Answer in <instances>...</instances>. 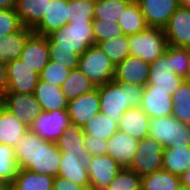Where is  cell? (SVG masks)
Returning a JSON list of instances; mask_svg holds the SVG:
<instances>
[{
	"label": "cell",
	"mask_w": 190,
	"mask_h": 190,
	"mask_svg": "<svg viewBox=\"0 0 190 190\" xmlns=\"http://www.w3.org/2000/svg\"><path fill=\"white\" fill-rule=\"evenodd\" d=\"M58 176L85 188L90 187L87 168L80 164L74 154L61 152Z\"/></svg>",
	"instance_id": "obj_28"
},
{
	"label": "cell",
	"mask_w": 190,
	"mask_h": 190,
	"mask_svg": "<svg viewBox=\"0 0 190 190\" xmlns=\"http://www.w3.org/2000/svg\"><path fill=\"white\" fill-rule=\"evenodd\" d=\"M108 58L117 65L131 55L127 35H121L97 44Z\"/></svg>",
	"instance_id": "obj_36"
},
{
	"label": "cell",
	"mask_w": 190,
	"mask_h": 190,
	"mask_svg": "<svg viewBox=\"0 0 190 190\" xmlns=\"http://www.w3.org/2000/svg\"><path fill=\"white\" fill-rule=\"evenodd\" d=\"M54 177L19 169L10 190H53Z\"/></svg>",
	"instance_id": "obj_29"
},
{
	"label": "cell",
	"mask_w": 190,
	"mask_h": 190,
	"mask_svg": "<svg viewBox=\"0 0 190 190\" xmlns=\"http://www.w3.org/2000/svg\"><path fill=\"white\" fill-rule=\"evenodd\" d=\"M84 142L91 156L107 154V140L84 134Z\"/></svg>",
	"instance_id": "obj_45"
},
{
	"label": "cell",
	"mask_w": 190,
	"mask_h": 190,
	"mask_svg": "<svg viewBox=\"0 0 190 190\" xmlns=\"http://www.w3.org/2000/svg\"><path fill=\"white\" fill-rule=\"evenodd\" d=\"M118 25L122 28L124 35L127 36L137 34L148 28L145 17L135 0H132L122 12L118 19Z\"/></svg>",
	"instance_id": "obj_31"
},
{
	"label": "cell",
	"mask_w": 190,
	"mask_h": 190,
	"mask_svg": "<svg viewBox=\"0 0 190 190\" xmlns=\"http://www.w3.org/2000/svg\"><path fill=\"white\" fill-rule=\"evenodd\" d=\"M70 71L71 69L68 68V65H61L50 60L40 72L39 77L40 80L61 87Z\"/></svg>",
	"instance_id": "obj_41"
},
{
	"label": "cell",
	"mask_w": 190,
	"mask_h": 190,
	"mask_svg": "<svg viewBox=\"0 0 190 190\" xmlns=\"http://www.w3.org/2000/svg\"><path fill=\"white\" fill-rule=\"evenodd\" d=\"M92 31L96 45L99 42L124 35L122 28L118 25V22L105 21L103 19H94L92 21Z\"/></svg>",
	"instance_id": "obj_40"
},
{
	"label": "cell",
	"mask_w": 190,
	"mask_h": 190,
	"mask_svg": "<svg viewBox=\"0 0 190 190\" xmlns=\"http://www.w3.org/2000/svg\"><path fill=\"white\" fill-rule=\"evenodd\" d=\"M14 150L19 169L58 176L61 150L55 142L46 141L28 130Z\"/></svg>",
	"instance_id": "obj_1"
},
{
	"label": "cell",
	"mask_w": 190,
	"mask_h": 190,
	"mask_svg": "<svg viewBox=\"0 0 190 190\" xmlns=\"http://www.w3.org/2000/svg\"><path fill=\"white\" fill-rule=\"evenodd\" d=\"M82 130L86 135L108 140L119 127L111 117L99 112L82 127Z\"/></svg>",
	"instance_id": "obj_32"
},
{
	"label": "cell",
	"mask_w": 190,
	"mask_h": 190,
	"mask_svg": "<svg viewBox=\"0 0 190 190\" xmlns=\"http://www.w3.org/2000/svg\"><path fill=\"white\" fill-rule=\"evenodd\" d=\"M0 190H10V184L6 181L0 180Z\"/></svg>",
	"instance_id": "obj_50"
},
{
	"label": "cell",
	"mask_w": 190,
	"mask_h": 190,
	"mask_svg": "<svg viewBox=\"0 0 190 190\" xmlns=\"http://www.w3.org/2000/svg\"><path fill=\"white\" fill-rule=\"evenodd\" d=\"M85 187L74 184L73 182L56 176L53 182V190H84Z\"/></svg>",
	"instance_id": "obj_46"
},
{
	"label": "cell",
	"mask_w": 190,
	"mask_h": 190,
	"mask_svg": "<svg viewBox=\"0 0 190 190\" xmlns=\"http://www.w3.org/2000/svg\"><path fill=\"white\" fill-rule=\"evenodd\" d=\"M179 185V176L161 169L142 177L141 190H175Z\"/></svg>",
	"instance_id": "obj_33"
},
{
	"label": "cell",
	"mask_w": 190,
	"mask_h": 190,
	"mask_svg": "<svg viewBox=\"0 0 190 190\" xmlns=\"http://www.w3.org/2000/svg\"><path fill=\"white\" fill-rule=\"evenodd\" d=\"M131 56L139 57L151 64L163 55L168 46L161 28L148 27L146 30L128 36Z\"/></svg>",
	"instance_id": "obj_6"
},
{
	"label": "cell",
	"mask_w": 190,
	"mask_h": 190,
	"mask_svg": "<svg viewBox=\"0 0 190 190\" xmlns=\"http://www.w3.org/2000/svg\"><path fill=\"white\" fill-rule=\"evenodd\" d=\"M19 59L40 74L50 61L47 37L32 33L27 38Z\"/></svg>",
	"instance_id": "obj_16"
},
{
	"label": "cell",
	"mask_w": 190,
	"mask_h": 190,
	"mask_svg": "<svg viewBox=\"0 0 190 190\" xmlns=\"http://www.w3.org/2000/svg\"><path fill=\"white\" fill-rule=\"evenodd\" d=\"M22 27L14 9H0V38L18 31Z\"/></svg>",
	"instance_id": "obj_44"
},
{
	"label": "cell",
	"mask_w": 190,
	"mask_h": 190,
	"mask_svg": "<svg viewBox=\"0 0 190 190\" xmlns=\"http://www.w3.org/2000/svg\"><path fill=\"white\" fill-rule=\"evenodd\" d=\"M185 81L175 74L172 65V46L168 45L163 55L157 57L150 64V74L147 85L144 88H154L169 92L172 96L175 90Z\"/></svg>",
	"instance_id": "obj_7"
},
{
	"label": "cell",
	"mask_w": 190,
	"mask_h": 190,
	"mask_svg": "<svg viewBox=\"0 0 190 190\" xmlns=\"http://www.w3.org/2000/svg\"><path fill=\"white\" fill-rule=\"evenodd\" d=\"M122 167L108 154L91 156L88 161L90 187L105 190Z\"/></svg>",
	"instance_id": "obj_11"
},
{
	"label": "cell",
	"mask_w": 190,
	"mask_h": 190,
	"mask_svg": "<svg viewBox=\"0 0 190 190\" xmlns=\"http://www.w3.org/2000/svg\"><path fill=\"white\" fill-rule=\"evenodd\" d=\"M56 144L61 152L74 154L84 168L88 167L91 154L84 145V132L80 125L70 123Z\"/></svg>",
	"instance_id": "obj_19"
},
{
	"label": "cell",
	"mask_w": 190,
	"mask_h": 190,
	"mask_svg": "<svg viewBox=\"0 0 190 190\" xmlns=\"http://www.w3.org/2000/svg\"><path fill=\"white\" fill-rule=\"evenodd\" d=\"M94 9L95 0H68V23L92 22Z\"/></svg>",
	"instance_id": "obj_38"
},
{
	"label": "cell",
	"mask_w": 190,
	"mask_h": 190,
	"mask_svg": "<svg viewBox=\"0 0 190 190\" xmlns=\"http://www.w3.org/2000/svg\"><path fill=\"white\" fill-rule=\"evenodd\" d=\"M50 60L61 65H68V68L75 69L78 66L79 57L73 49L56 48V46H48Z\"/></svg>",
	"instance_id": "obj_42"
},
{
	"label": "cell",
	"mask_w": 190,
	"mask_h": 190,
	"mask_svg": "<svg viewBox=\"0 0 190 190\" xmlns=\"http://www.w3.org/2000/svg\"><path fill=\"white\" fill-rule=\"evenodd\" d=\"M164 147L157 140L147 136L139 140L136 155L128 169L143 177L162 169Z\"/></svg>",
	"instance_id": "obj_8"
},
{
	"label": "cell",
	"mask_w": 190,
	"mask_h": 190,
	"mask_svg": "<svg viewBox=\"0 0 190 190\" xmlns=\"http://www.w3.org/2000/svg\"><path fill=\"white\" fill-rule=\"evenodd\" d=\"M34 96L44 112L56 109L67 110L68 102L62 88L55 84H50L39 79Z\"/></svg>",
	"instance_id": "obj_24"
},
{
	"label": "cell",
	"mask_w": 190,
	"mask_h": 190,
	"mask_svg": "<svg viewBox=\"0 0 190 190\" xmlns=\"http://www.w3.org/2000/svg\"><path fill=\"white\" fill-rule=\"evenodd\" d=\"M181 184L190 189V169L180 176Z\"/></svg>",
	"instance_id": "obj_49"
},
{
	"label": "cell",
	"mask_w": 190,
	"mask_h": 190,
	"mask_svg": "<svg viewBox=\"0 0 190 190\" xmlns=\"http://www.w3.org/2000/svg\"><path fill=\"white\" fill-rule=\"evenodd\" d=\"M7 66L6 63L0 61V102L4 101L7 93Z\"/></svg>",
	"instance_id": "obj_47"
},
{
	"label": "cell",
	"mask_w": 190,
	"mask_h": 190,
	"mask_svg": "<svg viewBox=\"0 0 190 190\" xmlns=\"http://www.w3.org/2000/svg\"><path fill=\"white\" fill-rule=\"evenodd\" d=\"M19 167L12 146L0 144V180L11 184L17 176Z\"/></svg>",
	"instance_id": "obj_37"
},
{
	"label": "cell",
	"mask_w": 190,
	"mask_h": 190,
	"mask_svg": "<svg viewBox=\"0 0 190 190\" xmlns=\"http://www.w3.org/2000/svg\"><path fill=\"white\" fill-rule=\"evenodd\" d=\"M115 67L116 65L96 44L80 55L77 66L96 87L114 81Z\"/></svg>",
	"instance_id": "obj_4"
},
{
	"label": "cell",
	"mask_w": 190,
	"mask_h": 190,
	"mask_svg": "<svg viewBox=\"0 0 190 190\" xmlns=\"http://www.w3.org/2000/svg\"><path fill=\"white\" fill-rule=\"evenodd\" d=\"M84 190H97L96 188H93V187H87L85 188Z\"/></svg>",
	"instance_id": "obj_54"
},
{
	"label": "cell",
	"mask_w": 190,
	"mask_h": 190,
	"mask_svg": "<svg viewBox=\"0 0 190 190\" xmlns=\"http://www.w3.org/2000/svg\"><path fill=\"white\" fill-rule=\"evenodd\" d=\"M150 117L140 108H130L124 112L118 124L119 130L137 140L149 135Z\"/></svg>",
	"instance_id": "obj_23"
},
{
	"label": "cell",
	"mask_w": 190,
	"mask_h": 190,
	"mask_svg": "<svg viewBox=\"0 0 190 190\" xmlns=\"http://www.w3.org/2000/svg\"><path fill=\"white\" fill-rule=\"evenodd\" d=\"M66 24H68V0H52L42 20L33 29V33L48 36Z\"/></svg>",
	"instance_id": "obj_20"
},
{
	"label": "cell",
	"mask_w": 190,
	"mask_h": 190,
	"mask_svg": "<svg viewBox=\"0 0 190 190\" xmlns=\"http://www.w3.org/2000/svg\"><path fill=\"white\" fill-rule=\"evenodd\" d=\"M162 159V169L180 177L190 169V147L184 145L164 148Z\"/></svg>",
	"instance_id": "obj_27"
},
{
	"label": "cell",
	"mask_w": 190,
	"mask_h": 190,
	"mask_svg": "<svg viewBox=\"0 0 190 190\" xmlns=\"http://www.w3.org/2000/svg\"><path fill=\"white\" fill-rule=\"evenodd\" d=\"M175 190H190L189 188L185 187L184 185H179V187Z\"/></svg>",
	"instance_id": "obj_53"
},
{
	"label": "cell",
	"mask_w": 190,
	"mask_h": 190,
	"mask_svg": "<svg viewBox=\"0 0 190 190\" xmlns=\"http://www.w3.org/2000/svg\"><path fill=\"white\" fill-rule=\"evenodd\" d=\"M132 0H95L94 19L118 22Z\"/></svg>",
	"instance_id": "obj_35"
},
{
	"label": "cell",
	"mask_w": 190,
	"mask_h": 190,
	"mask_svg": "<svg viewBox=\"0 0 190 190\" xmlns=\"http://www.w3.org/2000/svg\"><path fill=\"white\" fill-rule=\"evenodd\" d=\"M17 0H0V9H14Z\"/></svg>",
	"instance_id": "obj_48"
},
{
	"label": "cell",
	"mask_w": 190,
	"mask_h": 190,
	"mask_svg": "<svg viewBox=\"0 0 190 190\" xmlns=\"http://www.w3.org/2000/svg\"><path fill=\"white\" fill-rule=\"evenodd\" d=\"M52 0H17L16 13L22 26L34 29L47 12Z\"/></svg>",
	"instance_id": "obj_25"
},
{
	"label": "cell",
	"mask_w": 190,
	"mask_h": 190,
	"mask_svg": "<svg viewBox=\"0 0 190 190\" xmlns=\"http://www.w3.org/2000/svg\"><path fill=\"white\" fill-rule=\"evenodd\" d=\"M185 82H187L188 84H190V68L189 71L187 72L186 76H185Z\"/></svg>",
	"instance_id": "obj_52"
},
{
	"label": "cell",
	"mask_w": 190,
	"mask_h": 190,
	"mask_svg": "<svg viewBox=\"0 0 190 190\" xmlns=\"http://www.w3.org/2000/svg\"><path fill=\"white\" fill-rule=\"evenodd\" d=\"M139 140L118 130L107 140V154L122 168H128L136 155Z\"/></svg>",
	"instance_id": "obj_18"
},
{
	"label": "cell",
	"mask_w": 190,
	"mask_h": 190,
	"mask_svg": "<svg viewBox=\"0 0 190 190\" xmlns=\"http://www.w3.org/2000/svg\"><path fill=\"white\" fill-rule=\"evenodd\" d=\"M167 44L190 48V9L179 7L163 28Z\"/></svg>",
	"instance_id": "obj_14"
},
{
	"label": "cell",
	"mask_w": 190,
	"mask_h": 190,
	"mask_svg": "<svg viewBox=\"0 0 190 190\" xmlns=\"http://www.w3.org/2000/svg\"><path fill=\"white\" fill-rule=\"evenodd\" d=\"M33 30L22 26L18 31L0 38V61L8 63L19 59L27 38Z\"/></svg>",
	"instance_id": "obj_26"
},
{
	"label": "cell",
	"mask_w": 190,
	"mask_h": 190,
	"mask_svg": "<svg viewBox=\"0 0 190 190\" xmlns=\"http://www.w3.org/2000/svg\"><path fill=\"white\" fill-rule=\"evenodd\" d=\"M172 116L190 125V84L183 82L172 95Z\"/></svg>",
	"instance_id": "obj_34"
},
{
	"label": "cell",
	"mask_w": 190,
	"mask_h": 190,
	"mask_svg": "<svg viewBox=\"0 0 190 190\" xmlns=\"http://www.w3.org/2000/svg\"><path fill=\"white\" fill-rule=\"evenodd\" d=\"M67 111L70 122L83 127L92 117L100 112L98 87L69 101Z\"/></svg>",
	"instance_id": "obj_15"
},
{
	"label": "cell",
	"mask_w": 190,
	"mask_h": 190,
	"mask_svg": "<svg viewBox=\"0 0 190 190\" xmlns=\"http://www.w3.org/2000/svg\"><path fill=\"white\" fill-rule=\"evenodd\" d=\"M67 102L74 100L96 88V86L78 68L71 69L69 75L61 85Z\"/></svg>",
	"instance_id": "obj_30"
},
{
	"label": "cell",
	"mask_w": 190,
	"mask_h": 190,
	"mask_svg": "<svg viewBox=\"0 0 190 190\" xmlns=\"http://www.w3.org/2000/svg\"><path fill=\"white\" fill-rule=\"evenodd\" d=\"M148 136L164 148L184 145L190 147V125L178 121L172 115L150 119Z\"/></svg>",
	"instance_id": "obj_5"
},
{
	"label": "cell",
	"mask_w": 190,
	"mask_h": 190,
	"mask_svg": "<svg viewBox=\"0 0 190 190\" xmlns=\"http://www.w3.org/2000/svg\"><path fill=\"white\" fill-rule=\"evenodd\" d=\"M29 127L9 111L2 102L0 110V144L16 148Z\"/></svg>",
	"instance_id": "obj_22"
},
{
	"label": "cell",
	"mask_w": 190,
	"mask_h": 190,
	"mask_svg": "<svg viewBox=\"0 0 190 190\" xmlns=\"http://www.w3.org/2000/svg\"><path fill=\"white\" fill-rule=\"evenodd\" d=\"M172 65L175 74L185 78L190 68V48L172 46Z\"/></svg>",
	"instance_id": "obj_43"
},
{
	"label": "cell",
	"mask_w": 190,
	"mask_h": 190,
	"mask_svg": "<svg viewBox=\"0 0 190 190\" xmlns=\"http://www.w3.org/2000/svg\"><path fill=\"white\" fill-rule=\"evenodd\" d=\"M143 89L140 85L115 81L99 86L100 112L119 124L126 110L140 107Z\"/></svg>",
	"instance_id": "obj_2"
},
{
	"label": "cell",
	"mask_w": 190,
	"mask_h": 190,
	"mask_svg": "<svg viewBox=\"0 0 190 190\" xmlns=\"http://www.w3.org/2000/svg\"><path fill=\"white\" fill-rule=\"evenodd\" d=\"M7 92L34 94L40 79L39 73L32 70L20 59L6 63Z\"/></svg>",
	"instance_id": "obj_10"
},
{
	"label": "cell",
	"mask_w": 190,
	"mask_h": 190,
	"mask_svg": "<svg viewBox=\"0 0 190 190\" xmlns=\"http://www.w3.org/2000/svg\"><path fill=\"white\" fill-rule=\"evenodd\" d=\"M178 1L181 7L190 9V0H178Z\"/></svg>",
	"instance_id": "obj_51"
},
{
	"label": "cell",
	"mask_w": 190,
	"mask_h": 190,
	"mask_svg": "<svg viewBox=\"0 0 190 190\" xmlns=\"http://www.w3.org/2000/svg\"><path fill=\"white\" fill-rule=\"evenodd\" d=\"M67 110L42 111L30 124L29 130L49 142H57L70 125Z\"/></svg>",
	"instance_id": "obj_9"
},
{
	"label": "cell",
	"mask_w": 190,
	"mask_h": 190,
	"mask_svg": "<svg viewBox=\"0 0 190 190\" xmlns=\"http://www.w3.org/2000/svg\"><path fill=\"white\" fill-rule=\"evenodd\" d=\"M46 37L48 46L73 49L78 55L95 45L92 22H69Z\"/></svg>",
	"instance_id": "obj_3"
},
{
	"label": "cell",
	"mask_w": 190,
	"mask_h": 190,
	"mask_svg": "<svg viewBox=\"0 0 190 190\" xmlns=\"http://www.w3.org/2000/svg\"><path fill=\"white\" fill-rule=\"evenodd\" d=\"M150 74V64L135 56H128L115 67V82H125L145 87Z\"/></svg>",
	"instance_id": "obj_17"
},
{
	"label": "cell",
	"mask_w": 190,
	"mask_h": 190,
	"mask_svg": "<svg viewBox=\"0 0 190 190\" xmlns=\"http://www.w3.org/2000/svg\"><path fill=\"white\" fill-rule=\"evenodd\" d=\"M173 101L169 92L144 88L140 108L150 119L172 114Z\"/></svg>",
	"instance_id": "obj_21"
},
{
	"label": "cell",
	"mask_w": 190,
	"mask_h": 190,
	"mask_svg": "<svg viewBox=\"0 0 190 190\" xmlns=\"http://www.w3.org/2000/svg\"><path fill=\"white\" fill-rule=\"evenodd\" d=\"M148 27L163 29L180 7L178 0H135Z\"/></svg>",
	"instance_id": "obj_13"
},
{
	"label": "cell",
	"mask_w": 190,
	"mask_h": 190,
	"mask_svg": "<svg viewBox=\"0 0 190 190\" xmlns=\"http://www.w3.org/2000/svg\"><path fill=\"white\" fill-rule=\"evenodd\" d=\"M3 104L28 127H30L33 120L42 112L41 105L34 94L7 92Z\"/></svg>",
	"instance_id": "obj_12"
},
{
	"label": "cell",
	"mask_w": 190,
	"mask_h": 190,
	"mask_svg": "<svg viewBox=\"0 0 190 190\" xmlns=\"http://www.w3.org/2000/svg\"><path fill=\"white\" fill-rule=\"evenodd\" d=\"M142 177L128 168H122L105 190H141Z\"/></svg>",
	"instance_id": "obj_39"
}]
</instances>
